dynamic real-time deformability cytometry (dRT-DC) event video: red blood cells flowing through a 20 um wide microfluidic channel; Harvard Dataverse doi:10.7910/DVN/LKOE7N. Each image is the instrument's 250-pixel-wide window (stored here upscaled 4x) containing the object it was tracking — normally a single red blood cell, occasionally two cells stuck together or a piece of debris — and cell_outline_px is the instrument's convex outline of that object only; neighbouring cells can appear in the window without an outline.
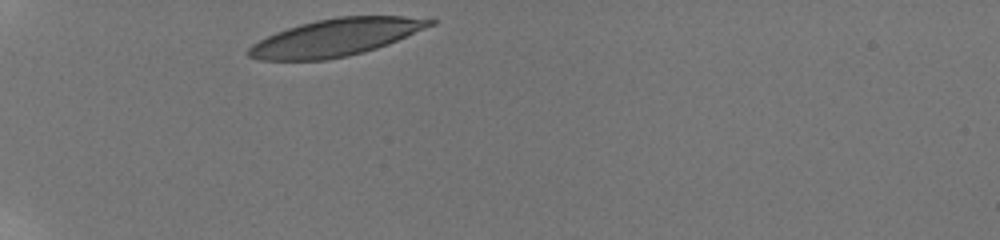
{"species": "human", "species_latin": "Homo sapiens", "temperature_condition": "room temperature", "stored_images_in_passage": 32, "camera_frame_rate_fps": 3000, "um_per_image_px": 0.085, "donor": {"sex": "male"}, "frame": {"image": 1, "passage_image": 1, "time_ms": 0.0, "image_size_px": [1000, 240], "cell_outline_px": [[436, 24], [388, 44], [364, 52], [348, 56], [328, 60], [260, 60], [248, 56], [248, 48], [252, 44], [276, 32], [300, 24], [316, 20], [336, 16], [432, 16], [436, 20]], "centroid_in_image_um": [28.63, 3.16], "position_along_channel_um": 56.4, "area_um2": 39.71}}
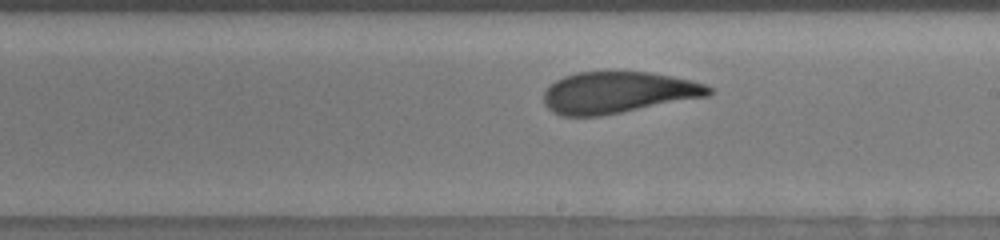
{"frame": {"image": 2, "passage_image": 18, "time_ms": 5.667, "image_size_px": [1000, 240], "cell_outline_px": [[716, 88], [708, 96], [600, 116], [560, 116], [552, 112], [544, 104], [544, 92], [556, 80], [564, 76], [576, 72], [652, 72], [692, 80]], "centroid_in_image_um": [52.54, 7.86], "position_along_channel_um": 236.5, "area_um2": 39.94}}
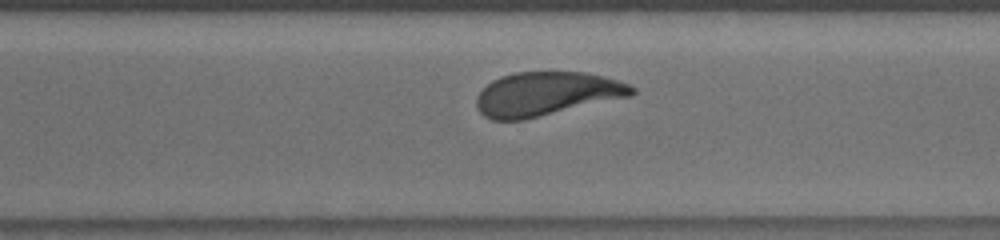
{"frame": {"image": 3, "passage_image": 25, "time_ms": 8.0, "image_size_px": [1000, 240], "cell_outline_px": [[636, 92], [632, 96], [524, 120], [492, 120], [484, 116], [480, 112], [476, 104], [476, 96], [492, 80], [500, 76], [516, 72], [584, 72], [604, 76], [628, 84], [636, 88]], "centroid_in_image_um": [46.46, 7.98], "position_along_channel_um": 324.1, "area_um2": 39.82}, "authors_computed_cell_mechanics": {"area_um2": 40.6912, "velocity_mm_per_s": 3.7621, "shape_relaxation_time_tau1_ms": 4.2034, "shape_relaxation_time_tau2_ms": 1.3764, "deformation_change_tau1": 0.1658, "deformation_change_tau2": 0.0771}}